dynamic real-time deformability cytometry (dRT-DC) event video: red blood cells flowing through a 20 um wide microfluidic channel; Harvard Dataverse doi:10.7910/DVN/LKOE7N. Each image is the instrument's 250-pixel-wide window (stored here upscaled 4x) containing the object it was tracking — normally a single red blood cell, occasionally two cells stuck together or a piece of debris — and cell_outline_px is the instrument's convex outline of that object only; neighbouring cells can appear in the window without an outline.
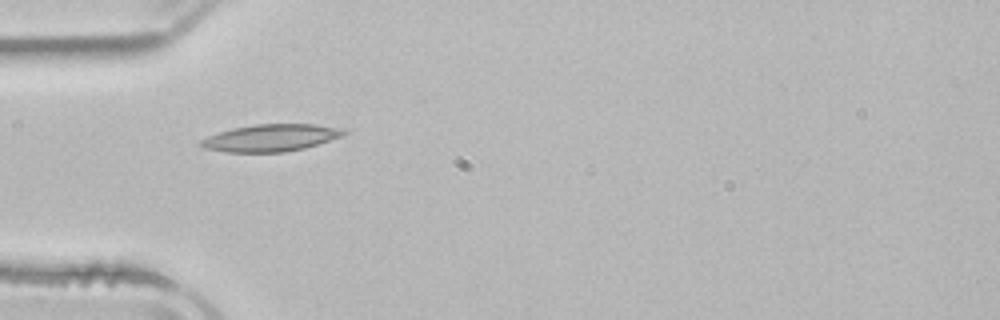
{"species": "common noctule bat (a hibernating species)", "species_latin": "Nyctalus noctula", "temperature_condition": "room temperature", "stored_images_in_passage": 2, "camera_frame_rate_fps": 3000, "um_per_image_px": 0.085, "animal": {"sex": "male", "body_mass_g": 21.5, "forearm_length_mm": 52.0}, "frame": {"image": 1, "passage_image": 1, "time_ms": 0.0, "image_size_px": [1000, 320], "cell_outline_px": [[348, 132], [344, 136], [304, 148], [284, 152], [224, 152], [204, 148], [200, 144], [200, 140], [208, 136], [232, 128], [256, 124], [316, 124], [344, 128]], "centroid_in_image_um": [23.06, 11.71], "position_along_channel_um": 61.9, "area_um2": 22.66}}
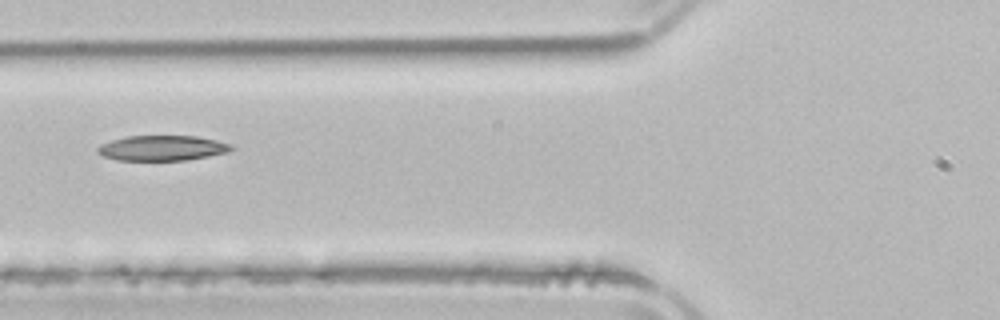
{"frame": {"image": 2, "passage_image": 2, "time_ms": 1.333, "image_size_px": [1000, 320], "cell_outline_px": [[236, 148], [228, 152], [188, 160], [116, 160], [104, 156], [96, 152], [96, 148], [100, 144], [112, 140], [128, 136], [196, 136], [216, 140], [232, 144]], "centroid_in_image_um": [13.8, 12.58], "position_along_channel_um": 112.0, "area_um2": 19.71}}